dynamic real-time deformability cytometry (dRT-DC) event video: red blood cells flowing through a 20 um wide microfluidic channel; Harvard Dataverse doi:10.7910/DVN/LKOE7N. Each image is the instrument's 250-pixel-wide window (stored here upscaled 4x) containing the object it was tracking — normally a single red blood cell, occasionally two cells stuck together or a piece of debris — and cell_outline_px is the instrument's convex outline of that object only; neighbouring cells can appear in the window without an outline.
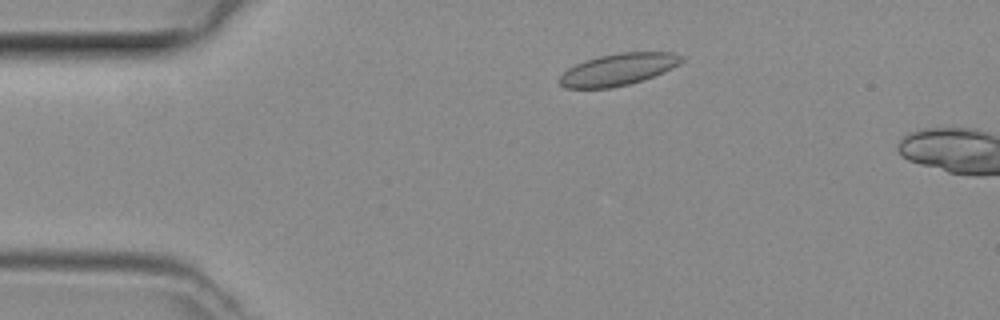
{"species": "common noctule bat (a hibernating species)", "species_latin": "Nyctalus noctula", "temperature_condition": "room temperature", "stored_images_in_passage": 41, "camera_frame_rate_fps": 3000, "um_per_image_px": 0.085, "animal": {"sex": "female", "body_mass_g": 29.2, "forearm_length_mm": 56.3}, "frame": {"image": 1, "passage_image": 5, "time_ms": 1.333, "image_size_px": [1000, 320], "cell_outline_px": [[684, 60], [664, 72], [628, 84], [608, 88], [564, 88], [560, 84], [560, 76], [568, 68], [576, 64], [600, 56], [620, 52], [672, 52], [680, 56]], "centroid_in_image_um": [52.52, 5.9], "position_along_channel_um": 32.5, "area_um2": 22.2}}
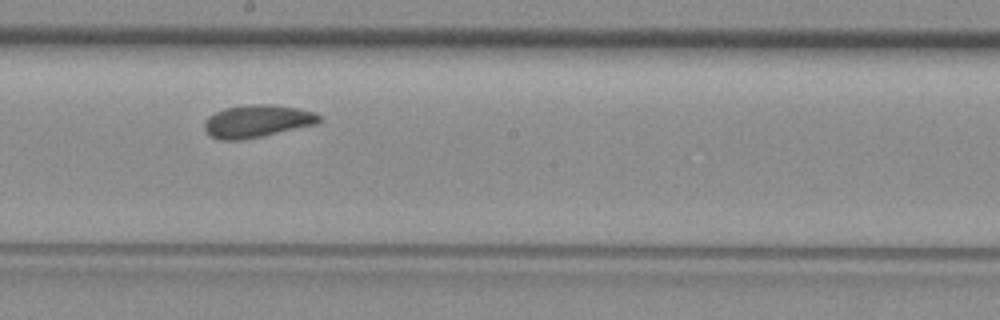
{"frame": {"image": 2, "passage_image": 22, "time_ms": 7.0, "image_size_px": [1000, 320], "cell_outline_px": [[320, 120], [316, 124], [260, 136], [240, 140], [220, 140], [212, 136], [204, 128], [204, 124], [208, 116], [224, 108], [256, 104], [276, 104], [316, 112], [320, 116]], "centroid_in_image_um": [21.86, 10.28], "position_along_channel_um": 226.3, "area_um2": 21.44}}
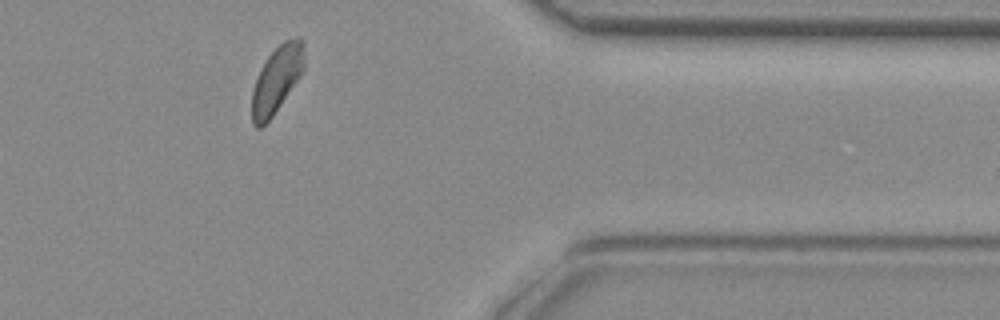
{"frame": {"image": 3, "passage_image": 35, "time_ms": 11.333, "image_size_px": [1000, 320], "cell_outline_px": [[304, 68], [300, 76], [272, 116], [260, 128], [256, 128], [252, 124], [252, 92], [260, 68], [268, 56], [284, 40], [296, 36], [300, 36], [304, 40]], "centroid_in_image_um": [23.54, 6.71], "position_along_channel_um": 387.9, "area_um2": 20.23}}